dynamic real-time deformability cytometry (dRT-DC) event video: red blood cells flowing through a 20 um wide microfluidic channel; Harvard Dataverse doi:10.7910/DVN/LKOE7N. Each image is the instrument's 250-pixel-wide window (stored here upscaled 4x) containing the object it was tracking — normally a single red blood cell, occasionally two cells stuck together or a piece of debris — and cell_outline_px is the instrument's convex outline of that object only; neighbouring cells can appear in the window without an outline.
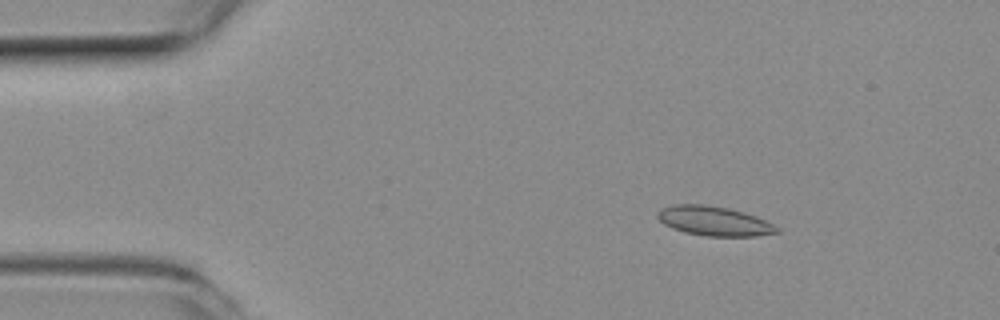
{"species": "common noctule bat (a hibernating species)", "species_latin": "Nyctalus noctula", "temperature_condition": "room temperature", "stored_images_in_passage": 52, "camera_frame_rate_fps": 3000, "um_per_image_px": 0.085, "animal": {"sex": "female", "body_mass_g": 19.3, "forearm_length_mm": 54.1}, "frame": {"image": 1, "passage_image": 8, "time_ms": 2.333, "image_size_px": [1000, 320], "cell_outline_px": [[780, 232], [756, 236], [704, 236], [684, 232], [672, 228], [664, 224], [656, 216], [656, 212], [660, 208], [676, 204], [704, 204], [728, 208], [744, 212], [756, 216], [780, 228]], "centroid_in_image_um": [60.67, 18.78], "position_along_channel_um": 24.3, "area_um2": 20.58}}
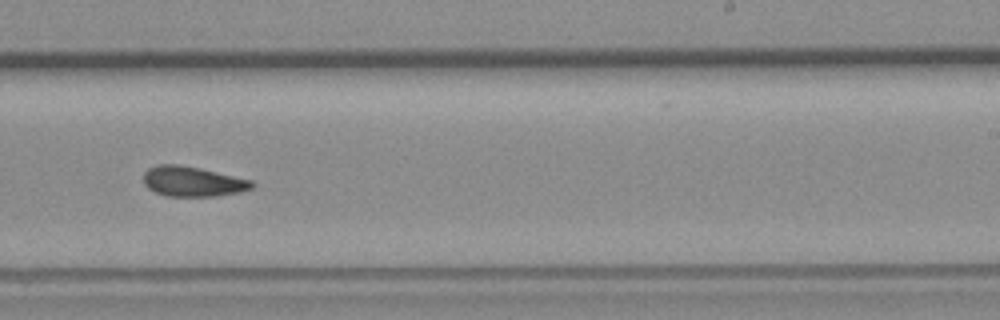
{"frame": {"image": 2, "passage_image": 32, "time_ms": 10.333, "image_size_px": [1000, 320], "cell_outline_px": [[256, 184], [252, 188], [240, 192], [216, 196], [168, 196], [156, 192], [148, 188], [144, 184], [144, 172], [148, 168], [160, 164], [180, 164], [200, 168], [252, 180]], "centroid_in_image_um": [16.39, 15.42], "position_along_channel_um": 272.6, "area_um2": 19.02}}
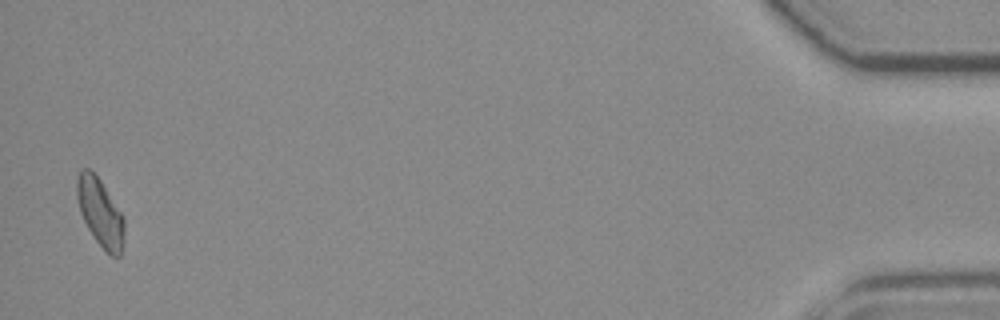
{"frame": {"image": 3, "passage_image": 51, "time_ms": 16.667, "image_size_px": [1000, 320], "cell_outline_px": [[124, 244], [120, 256], [112, 256], [96, 240], [88, 228], [80, 212], [76, 196], [76, 180], [80, 172], [84, 168], [88, 168], [100, 180], [124, 216]], "centroid_in_image_um": [8.53, 18.06], "position_along_channel_um": 426.7, "area_um2": 18.55}, "authors_computed_cell_mechanics": {"area_um2": 19.0162, "velocity_mm_per_s": 3.9698, "shape_relaxation_time_tau1_ms": 7.957, "shape_relaxation_time_tau2_ms": 2.2195, "deformation_change_tau1": 0.1715, "deformation_change_tau2": 0.0888}}